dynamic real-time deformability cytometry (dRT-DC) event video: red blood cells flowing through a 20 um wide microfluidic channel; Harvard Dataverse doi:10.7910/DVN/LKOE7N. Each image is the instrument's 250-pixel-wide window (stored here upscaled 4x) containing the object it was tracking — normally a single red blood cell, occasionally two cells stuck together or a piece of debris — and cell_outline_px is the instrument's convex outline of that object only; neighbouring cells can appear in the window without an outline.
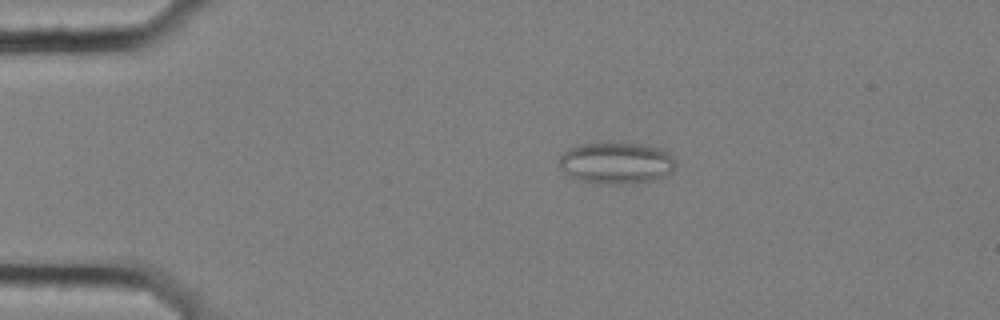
{"species": "common noctule bat (a hibernating species)", "species_latin": "Nyctalus noctula", "temperature_condition": "cold", "stored_images_in_passage": 9, "camera_frame_rate_fps": 3000, "um_per_image_px": 0.085, "animal": {"sex": "female", "body_mass_g": 25.1}, "frame": {"image": 1, "passage_image": 2, "time_ms": 0.333, "image_size_px": [1000, 320], "cell_outline_px": [[672, 172], [664, 176], [652, 180], [620, 184], [596, 184], [576, 180], [568, 176], [556, 164], [556, 160], [568, 148], [580, 144], [644, 144], [668, 152], [672, 156]], "centroid_in_image_um": [52.27, 13.88], "position_along_channel_um": 32.7, "area_um2": 28.09}}
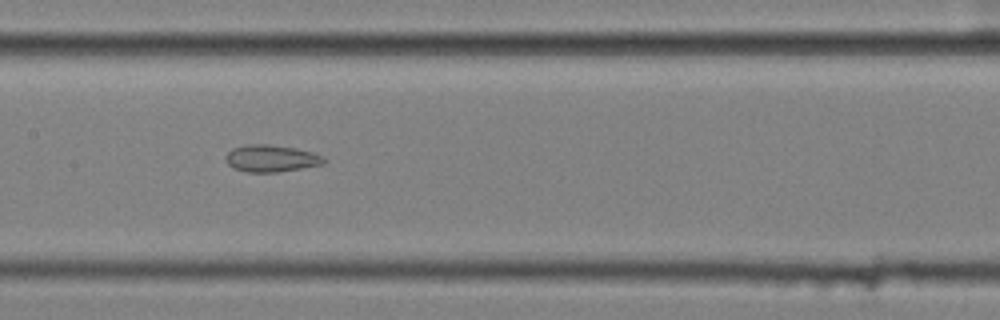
{"frame": {"image": 2, "passage_image": 7, "time_ms": 2.0, "image_size_px": [1000, 320], "cell_outline_px": [[328, 160], [324, 164], [276, 172], [248, 172], [232, 168], [228, 164], [224, 156], [232, 148], [248, 144], [268, 144], [296, 148], [312, 152], [324, 156]], "centroid_in_image_um": [23.05, 13.46], "position_along_channel_um": 184.3, "area_um2": 15.55}}
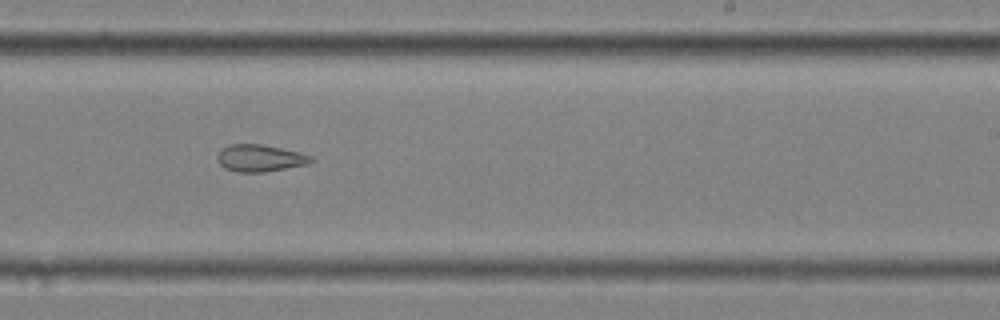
{"frame": {"image": 3, "passage_image": 9, "time_ms": 2.667, "image_size_px": [1000, 320], "cell_outline_px": [[312, 160], [308, 164], [264, 172], [236, 172], [224, 168], [220, 164], [216, 156], [228, 144], [260, 144], [300, 152], [312, 156]], "centroid_in_image_um": [22.08, 13.44], "position_along_channel_um": 266.9, "area_um2": 14.62}}